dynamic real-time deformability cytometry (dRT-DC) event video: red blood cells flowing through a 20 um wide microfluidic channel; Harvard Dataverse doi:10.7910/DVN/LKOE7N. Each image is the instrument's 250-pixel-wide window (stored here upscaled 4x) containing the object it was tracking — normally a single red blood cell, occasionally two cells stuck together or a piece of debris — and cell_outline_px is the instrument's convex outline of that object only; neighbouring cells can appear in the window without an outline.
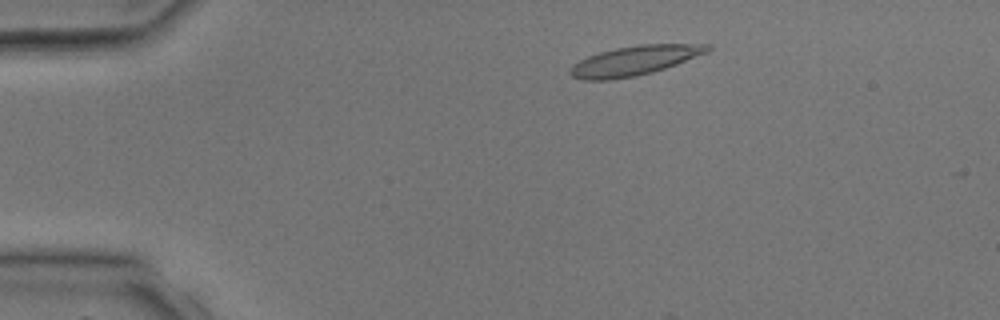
{"species": "common noctule bat (a hibernating species)", "species_latin": "Nyctalus noctula", "temperature_condition": "room temperature", "stored_images_in_passage": 2, "camera_frame_rate_fps": 3000, "um_per_image_px": 0.085, "animal": {"sex": "male", "body_mass_g": 17.9, "forearm_length_mm": 54.2}, "frame": {"image": 1, "passage_image": 1, "time_ms": 0.0, "image_size_px": [1000, 320], "cell_outline_px": [[712, 48], [708, 52], [676, 64], [652, 72], [636, 76], [608, 80], [580, 80], [572, 76], [568, 72], [572, 64], [588, 56], [600, 52], [616, 48], [640, 44], [712, 44]], "centroid_in_image_um": [53.92, 5.15], "position_along_channel_um": 31.1, "area_um2": 23.58}}